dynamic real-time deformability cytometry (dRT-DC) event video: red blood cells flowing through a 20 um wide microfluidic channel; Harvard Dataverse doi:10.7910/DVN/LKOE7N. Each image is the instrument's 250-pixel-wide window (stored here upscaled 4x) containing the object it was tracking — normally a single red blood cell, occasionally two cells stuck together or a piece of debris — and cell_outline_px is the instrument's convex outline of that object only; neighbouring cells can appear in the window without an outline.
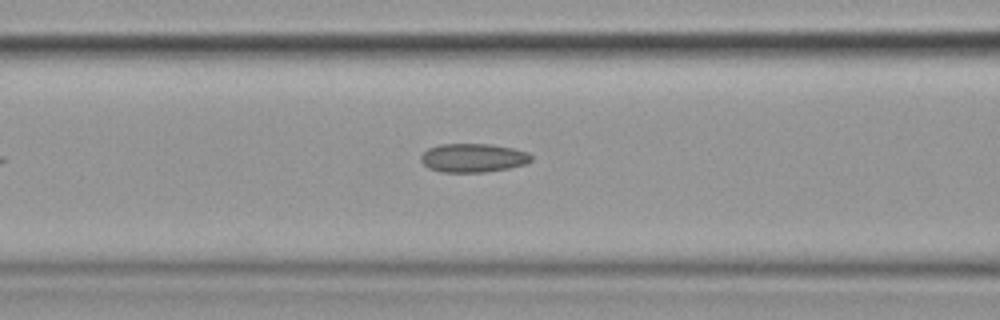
{"species": "common noctule bat (a hibernating species)", "species_latin": "Nyctalus noctula", "temperature_condition": "cold", "stored_images_in_passage": 5, "camera_frame_rate_fps": 3000, "um_per_image_px": 0.085, "animal": {"sex": "female", "body_mass_g": 19.9}, "frame": {"image": 1, "passage_image": 5, "time_ms": 5.0, "image_size_px": [1000, 320], "cell_outline_px": [[532, 160], [524, 164], [508, 168], [484, 172], [440, 172], [428, 168], [420, 160], [420, 156], [428, 148], [440, 144], [492, 144], [512, 148], [528, 152], [532, 156]], "centroid_in_image_um": [40.19, 13.41], "position_along_channel_um": 126.4, "area_um2": 18.5}}